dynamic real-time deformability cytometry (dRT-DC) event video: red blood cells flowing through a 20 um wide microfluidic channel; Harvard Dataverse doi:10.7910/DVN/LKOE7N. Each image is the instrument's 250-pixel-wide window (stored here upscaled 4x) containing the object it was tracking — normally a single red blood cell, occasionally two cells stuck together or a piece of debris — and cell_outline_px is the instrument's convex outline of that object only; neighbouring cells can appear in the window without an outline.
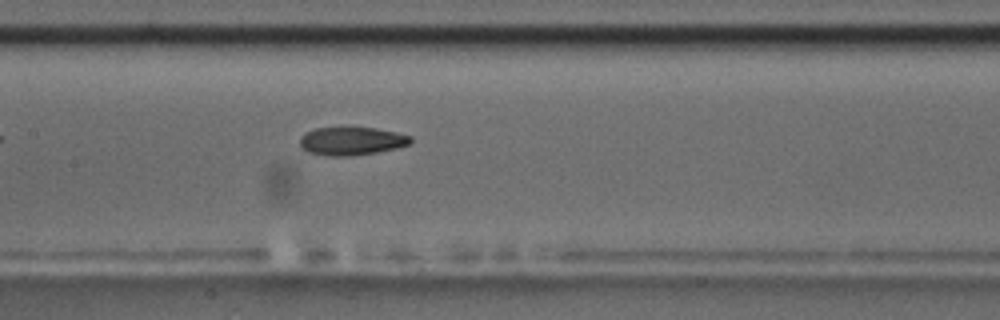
{"species": "common noctule bat (a hibernating species)", "species_latin": "Nyctalus noctula", "temperature_condition": "room temperature", "stored_images_in_passage": 9, "camera_frame_rate_fps": 3000, "um_per_image_px": 0.085, "animal": {"sex": "male", "body_mass_g": 17.5, "forearm_length_mm": 52.3}, "frame": {"image": 1, "passage_image": 9, "time_ms": 9.0, "image_size_px": [1000, 320], "cell_outline_px": [[412, 140], [408, 144], [396, 148], [376, 152], [348, 156], [332, 156], [308, 152], [300, 144], [300, 136], [304, 132], [316, 128], [376, 128], [396, 132], [412, 136]], "centroid_in_image_um": [29.88, 11.98], "position_along_channel_um": 177.5, "area_um2": 17.98}}